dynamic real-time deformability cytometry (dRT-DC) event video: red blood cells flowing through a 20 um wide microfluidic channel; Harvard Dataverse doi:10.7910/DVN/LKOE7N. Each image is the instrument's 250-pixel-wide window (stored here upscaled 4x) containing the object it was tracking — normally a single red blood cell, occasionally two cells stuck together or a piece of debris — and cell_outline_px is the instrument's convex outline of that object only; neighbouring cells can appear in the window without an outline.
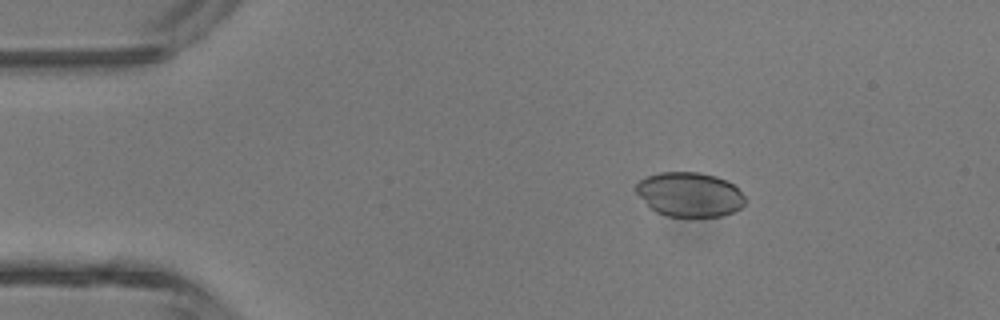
{"species": "common noctule bat (a hibernating species)", "species_latin": "Nyctalus noctula", "temperature_condition": "room temperature", "stored_images_in_passage": 6, "camera_frame_rate_fps": 3000, "um_per_image_px": 0.085, "animal": {"sex": "male", "body_mass_g": 13.3}, "frame": {"image": 1, "passage_image": 2, "time_ms": 1.333, "image_size_px": [1000, 320], "cell_outline_px": [[744, 204], [740, 208], [732, 212], [720, 216], [668, 216], [656, 212], [636, 192], [636, 184], [640, 180], [648, 176], [660, 172], [700, 172], [716, 176], [732, 184], [744, 196]], "centroid_in_image_um": [58.61, 16.52], "position_along_channel_um": 26.4, "area_um2": 27.8}}
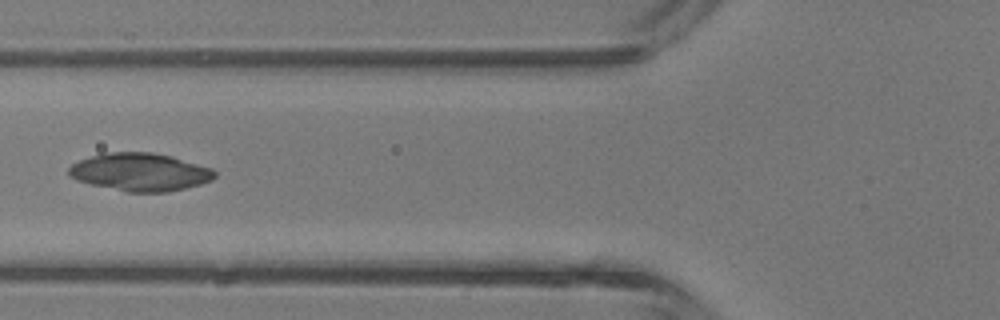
{"frame": {"image": 2, "passage_image": 5, "time_ms": 4.667, "image_size_px": [1000, 320], "cell_outline_px": [[216, 176], [212, 180], [200, 184], [168, 192], [128, 192], [92, 184], [76, 180], [68, 176], [68, 168], [72, 164], [80, 160], [104, 152], [152, 152], [172, 156], [212, 168], [216, 172]], "centroid_in_image_um": [11.91, 14.62], "position_along_channel_um": 113.9, "area_um2": 32.19}}
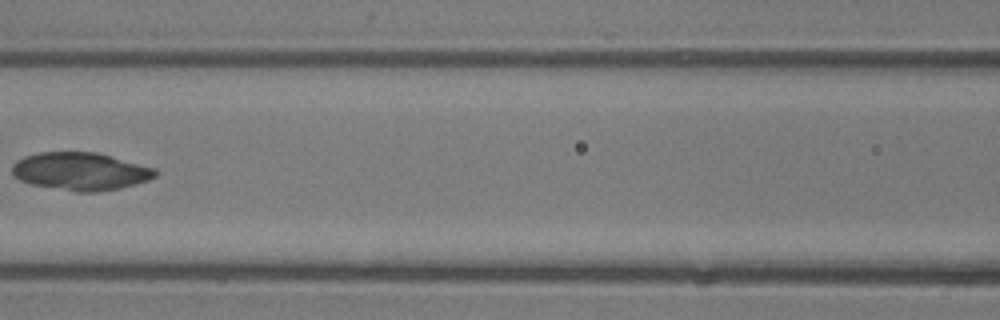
{"frame": {"image": 3, "passage_image": 6, "time_ms": 5.667, "image_size_px": [1000, 320], "cell_outline_px": [[156, 176], [148, 180], [120, 188], [96, 192], [76, 192], [32, 184], [20, 180], [12, 176], [12, 164], [16, 160], [24, 156], [40, 152], [96, 152], [112, 156], [156, 168]], "centroid_in_image_um": [6.82, 14.56], "position_along_channel_um": 159.8, "area_um2": 31.62}}